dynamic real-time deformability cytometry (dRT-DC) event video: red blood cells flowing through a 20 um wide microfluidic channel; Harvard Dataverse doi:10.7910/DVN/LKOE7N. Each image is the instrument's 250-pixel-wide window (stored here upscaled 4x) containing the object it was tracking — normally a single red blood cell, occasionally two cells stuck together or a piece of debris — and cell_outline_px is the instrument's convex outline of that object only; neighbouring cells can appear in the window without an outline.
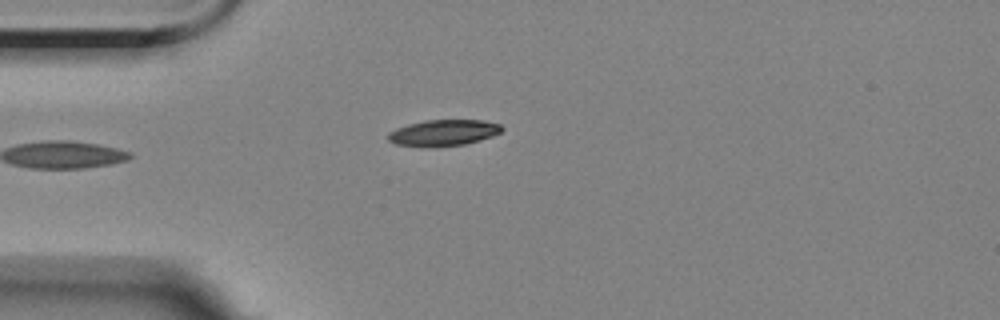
{"species": "Egyptian fruit bat (a non-hibernating species)", "species_latin": "Rousettus aegyptiacus", "temperature_condition": "room temperature", "stored_images_in_passage": 5, "camera_frame_rate_fps": 3000, "um_per_image_px": 0.085, "animal": {"sex": "female"}, "frame": {"image": 1, "passage_image": 5, "time_ms": 4.333, "image_size_px": [1000, 320], "cell_outline_px": [[504, 128], [500, 132], [492, 136], [480, 140], [464, 144], [420, 148], [396, 144], [388, 140], [388, 132], [396, 128], [408, 124], [424, 120], [484, 120], [500, 124]], "centroid_in_image_um": [37.66, 11.29], "position_along_channel_um": 47.3, "area_um2": 17.51}}